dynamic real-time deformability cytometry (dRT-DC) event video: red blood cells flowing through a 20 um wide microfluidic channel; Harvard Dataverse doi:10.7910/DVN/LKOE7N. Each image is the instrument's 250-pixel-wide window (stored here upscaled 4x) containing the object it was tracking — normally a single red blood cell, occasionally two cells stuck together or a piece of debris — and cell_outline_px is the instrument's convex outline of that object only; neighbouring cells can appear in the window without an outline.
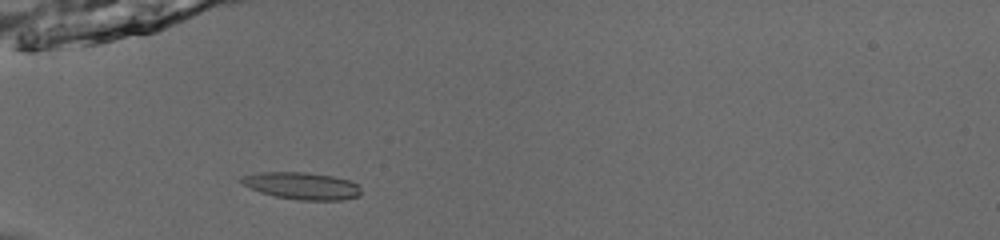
{"species": "common noctule bat (a hibernating species)", "species_latin": "Nyctalus noctula", "temperature_condition": "room temperature", "stored_images_in_passage": 42, "camera_frame_rate_fps": 3000, "um_per_image_px": 0.085, "animal": {"sex": "male", "body_mass_g": 13.0, "forearm_length_mm": 53.1}, "frame": {"image": 1, "passage_image": 8, "time_ms": 2.333, "image_size_px": [1000, 240], "cell_outline_px": [[360, 196], [344, 200], [300, 200], [276, 196], [260, 192], [244, 184], [240, 180], [240, 176], [260, 172], [308, 172], [332, 176], [348, 180], [356, 184], [360, 188]], "centroid_in_image_um": [25.68, 15.79], "position_along_channel_um": 59.3, "area_um2": 18.79}}
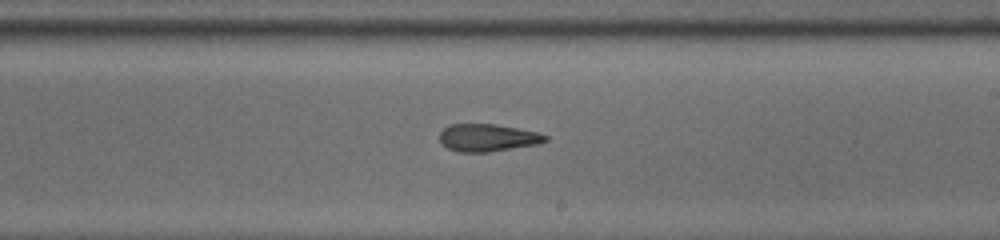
{"frame": {"image": 2, "passage_image": 23, "time_ms": 7.333, "image_size_px": [1000, 240], "cell_outline_px": [[548, 140], [536, 144], [488, 152], [460, 152], [448, 148], [440, 140], [440, 132], [448, 124], [496, 124], [536, 132], [548, 136]], "centroid_in_image_um": [41.43, 11.7], "position_along_channel_um": 247.6, "area_um2": 16.7}}
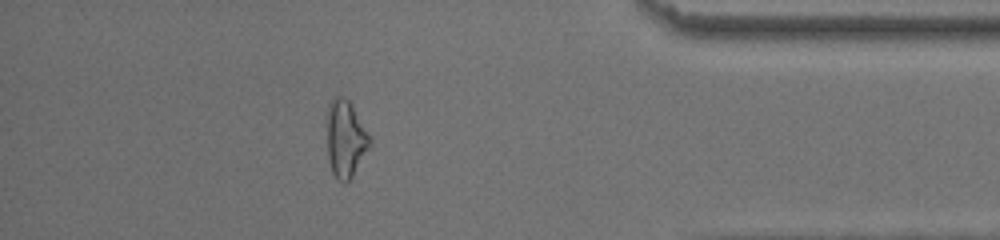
{"frame": {"image": 3, "passage_image": 37, "time_ms": 12.0, "image_size_px": [1000, 240], "cell_outline_px": [[372, 144], [352, 176], [344, 184], [336, 180], [332, 172], [328, 156], [328, 104], [336, 96], [340, 96], [348, 100], [352, 104], [372, 140]], "centroid_in_image_um": [29.39, 11.82], "position_along_channel_um": 405.8, "area_um2": 19.07}, "authors_computed_cell_mechanics": {"area_um2": 17.5712, "velocity_mm_per_s": 3.9241, "shape_relaxation_time_tau1_ms": 5.1028, "shape_relaxation_time_tau2_ms": 1.7219, "deformation_change_tau1": 0.1661, "deformation_change_tau2": 0.0927}}